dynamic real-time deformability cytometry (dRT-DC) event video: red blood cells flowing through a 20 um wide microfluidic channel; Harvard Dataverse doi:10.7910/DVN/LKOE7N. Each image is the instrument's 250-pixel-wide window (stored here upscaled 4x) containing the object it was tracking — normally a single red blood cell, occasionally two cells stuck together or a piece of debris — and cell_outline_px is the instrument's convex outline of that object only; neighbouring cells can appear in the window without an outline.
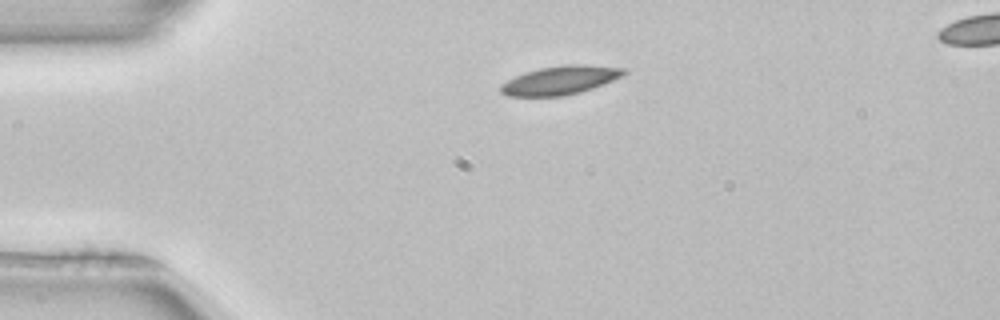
{"species": "common noctule bat (a hibernating species)", "species_latin": "Nyctalus noctula", "temperature_condition": "room temperature", "stored_images_in_passage": 43, "camera_frame_rate_fps": 3000, "um_per_image_px": 0.085, "animal": {"sex": "female", "body_mass_g": 22.7, "forearm_length_mm": 54.2}, "frame": {"image": 1, "passage_image": 1, "time_ms": 0.0, "image_size_px": [1000, 320], "cell_outline_px": [[628, 72], [624, 76], [604, 84], [580, 92], [564, 96], [508, 96], [500, 92], [500, 84], [524, 72], [540, 68], [564, 64], [584, 64], [624, 68]], "centroid_in_image_um": [47.64, 6.81], "position_along_channel_um": 37.4, "area_um2": 20.69}}